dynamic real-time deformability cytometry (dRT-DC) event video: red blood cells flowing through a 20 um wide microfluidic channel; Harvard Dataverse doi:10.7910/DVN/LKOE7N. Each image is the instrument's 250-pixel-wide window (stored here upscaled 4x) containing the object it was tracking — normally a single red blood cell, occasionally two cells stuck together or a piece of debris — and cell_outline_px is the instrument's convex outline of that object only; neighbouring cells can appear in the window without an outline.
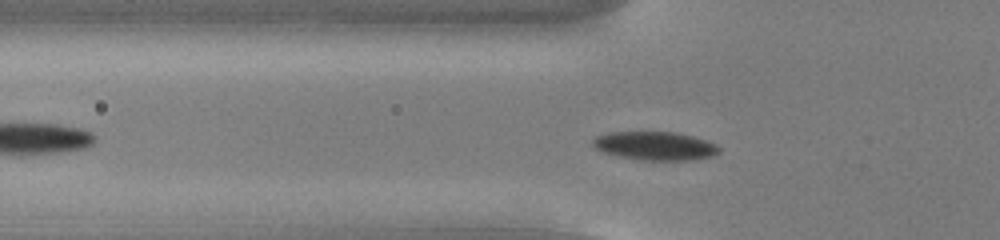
{"species": "common noctule bat (a hibernating species)", "species_latin": "Nyctalus noctula", "temperature_condition": "cold", "stored_images_in_passage": 42, "camera_frame_rate_fps": 3000, "um_per_image_px": 0.085, "animal": {"sex": "male", "body_mass_g": 13.0, "forearm_length_mm": 53.1}, "frame": {"image": 1, "passage_image": 11, "time_ms": 3.333, "image_size_px": [1000, 240], "cell_outline_px": [[720, 152], [712, 156], [696, 160], [640, 160], [616, 156], [600, 152], [592, 144], [592, 140], [596, 136], [608, 132], [676, 132], [708, 140], [716, 144], [720, 148]], "centroid_in_image_um": [55.68, 12.4], "position_along_channel_um": 70.1, "area_um2": 21.33}}
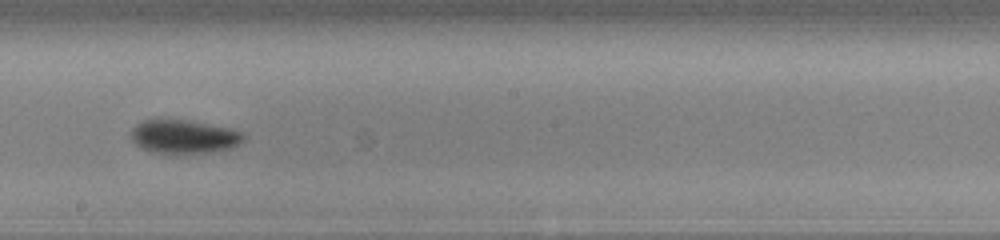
{"frame": {"image": 2, "passage_image": 24, "time_ms": 7.667, "image_size_px": [1000, 240], "cell_outline_px": [[248, 136], [244, 140], [232, 148], [212, 152], [176, 156], [152, 152], [140, 148], [132, 140], [128, 132], [136, 124], [144, 120], [156, 116], [188, 120], [228, 128], [244, 132]], "centroid_in_image_um": [15.57, 11.62], "position_along_channel_um": 232.6, "area_um2": 23.47}}
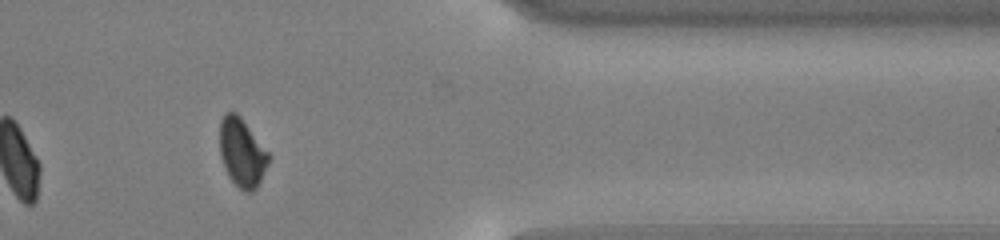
{"frame": {"image": 3, "passage_image": 38, "time_ms": 12.333, "image_size_px": [1000, 240], "cell_outline_px": [[272, 156], [256, 188], [252, 192], [244, 192], [228, 176], [224, 168], [220, 156], [220, 120], [224, 112], [236, 112], [240, 116]], "centroid_in_image_um": [20.56, 12.96], "position_along_channel_um": 390.8, "area_um2": 19.59}, "authors_computed_cell_mechanics": {"area_um2": 21.2126, "velocity_mm_per_s": 3.7673, "shape_relaxation_time_tau1_ms": 2.3675, "shape_relaxation_time_tau2_ms": null, "deformation_change_tau1": 0.088, "deformation_change_tau2": null}}